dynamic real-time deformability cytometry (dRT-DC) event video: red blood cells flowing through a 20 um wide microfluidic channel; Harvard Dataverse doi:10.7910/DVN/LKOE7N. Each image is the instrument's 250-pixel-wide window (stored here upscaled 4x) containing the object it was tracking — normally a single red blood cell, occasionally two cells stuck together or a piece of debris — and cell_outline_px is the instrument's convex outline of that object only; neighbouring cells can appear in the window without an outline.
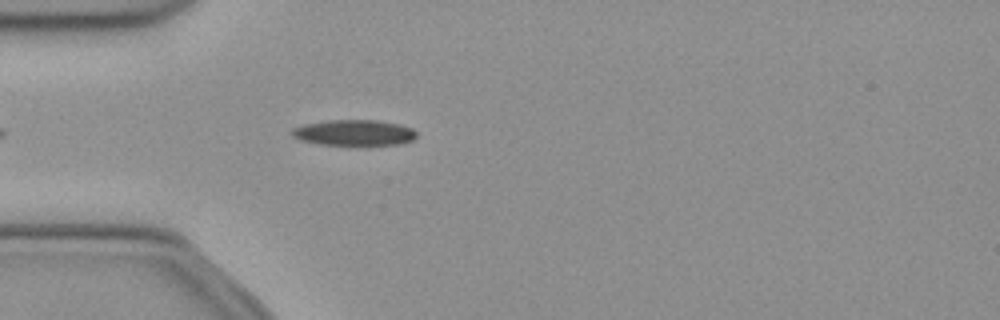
{"species": "common noctule bat (a hibernating species)", "species_latin": "Nyctalus noctula", "temperature_condition": "cold", "stored_images_in_passage": 42, "camera_frame_rate_fps": 3000, "um_per_image_px": 0.085, "animal": {"sex": "female", "body_mass_g": 21.9}, "frame": {"image": 1, "passage_image": 5, "time_ms": 1.333, "image_size_px": [1000, 320], "cell_outline_px": [[416, 136], [412, 140], [400, 144], [320, 144], [300, 140], [292, 136], [292, 128], [304, 124], [328, 120], [380, 120], [400, 124], [412, 128], [416, 132]], "centroid_in_image_um": [30.1, 11.26], "position_along_channel_um": 54.9, "area_um2": 18.55}}
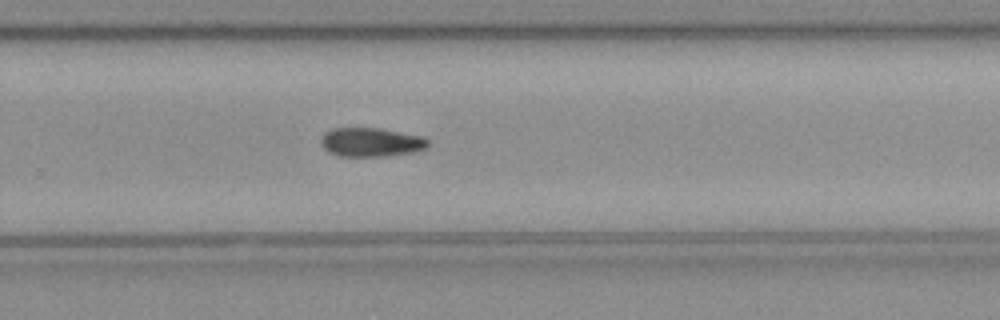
{"frame": {"image": 2, "passage_image": 24, "time_ms": 7.667, "image_size_px": [1000, 320], "cell_outline_px": [[428, 148], [412, 152], [384, 156], [340, 156], [328, 152], [320, 144], [320, 136], [324, 132], [332, 128], [380, 128], [424, 136], [428, 140]], "centroid_in_image_um": [31.52, 12.07], "position_along_channel_um": 298.3, "area_um2": 18.26}}
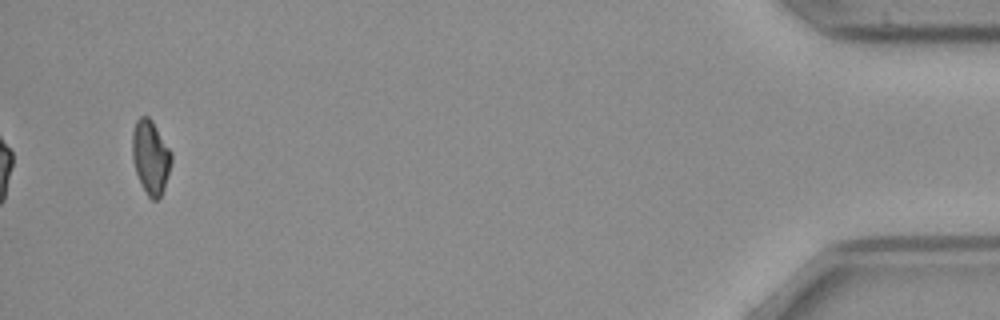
{"frame": {"image": 3, "passage_image": 40, "time_ms": 13.0, "image_size_px": [1000, 320], "cell_outline_px": [[172, 160], [164, 188], [160, 196], [156, 200], [152, 200], [148, 196], [140, 184], [132, 160], [132, 132], [136, 120], [140, 116], [148, 116], [152, 120], [172, 152]], "centroid_in_image_um": [12.79, 13.34], "position_along_channel_um": 422.4, "area_um2": 16.94}}